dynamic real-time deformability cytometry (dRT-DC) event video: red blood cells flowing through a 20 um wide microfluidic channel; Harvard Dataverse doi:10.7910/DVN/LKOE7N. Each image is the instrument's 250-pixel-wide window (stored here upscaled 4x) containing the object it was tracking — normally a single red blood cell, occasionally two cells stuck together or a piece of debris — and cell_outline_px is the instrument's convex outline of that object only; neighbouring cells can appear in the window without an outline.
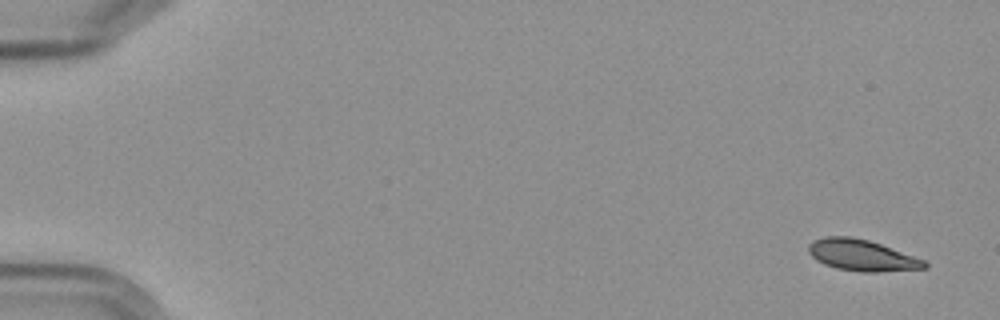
{"species": "Egyptian fruit bat (a non-hibernating species)", "species_latin": "Rousettus aegyptiacus", "temperature_condition": "cold", "stored_images_in_passage": 5, "camera_frame_rate_fps": 3000, "um_per_image_px": 0.085, "frame": {"image": 1, "passage_image": 1, "time_ms": 0.0, "image_size_px": [1000, 320], "cell_outline_px": [[928, 268], [876, 272], [860, 272], [836, 268], [824, 264], [816, 260], [808, 252], [808, 244], [812, 240], [824, 236], [852, 236], [868, 240], [880, 244], [924, 260], [928, 264]], "centroid_in_image_um": [73.21, 21.69], "position_along_channel_um": 11.8, "area_um2": 21.15}}
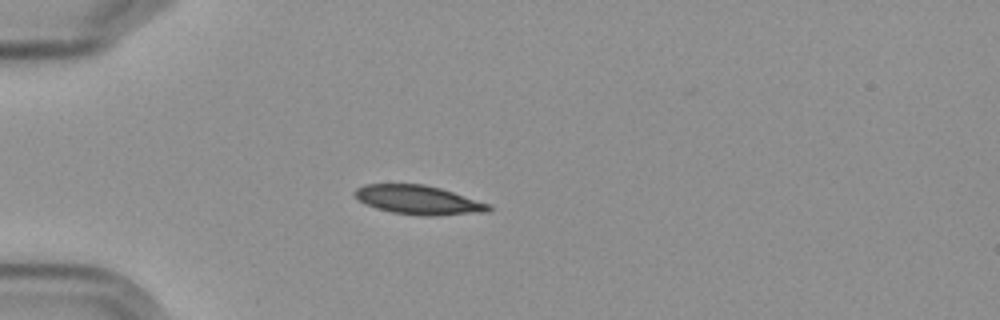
{"frame": {"image": 2, "passage_image": 5, "time_ms": 4.667, "image_size_px": [1000, 320], "cell_outline_px": [[492, 208], [488, 212], [436, 216], [424, 216], [392, 212], [376, 208], [364, 204], [352, 192], [356, 188], [364, 184], [424, 184], [440, 188], [492, 204]], "centroid_in_image_um": [35.59, 17.0], "position_along_channel_um": 49.4, "area_um2": 22.83}}